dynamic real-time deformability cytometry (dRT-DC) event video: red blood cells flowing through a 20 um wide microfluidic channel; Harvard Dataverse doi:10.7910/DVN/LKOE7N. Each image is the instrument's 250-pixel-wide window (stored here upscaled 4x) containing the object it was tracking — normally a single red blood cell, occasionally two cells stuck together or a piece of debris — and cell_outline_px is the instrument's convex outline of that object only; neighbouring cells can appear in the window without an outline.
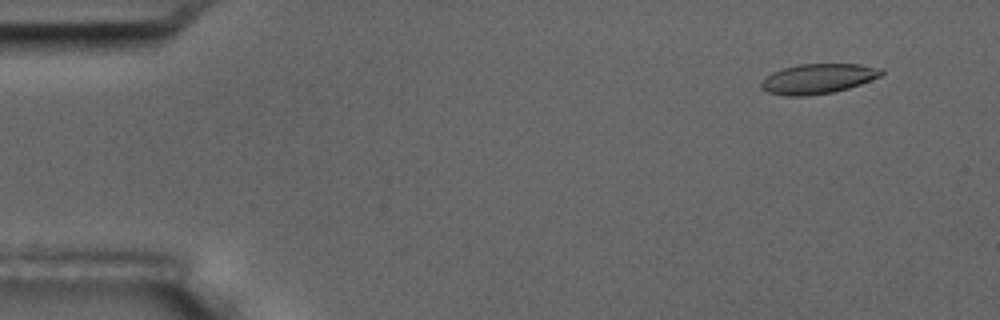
{"species": "common noctule bat (a hibernating species)", "species_latin": "Nyctalus noctula", "temperature_condition": "room temperature", "stored_images_in_passage": 56, "camera_frame_rate_fps": 3000, "um_per_image_px": 0.085, "animal": {"sex": "male", "body_mass_g": 17.5, "forearm_length_mm": 52.3}, "frame": {"image": 1, "passage_image": 5, "time_ms": 1.333, "image_size_px": [1000, 320], "cell_outline_px": [[884, 72], [880, 76], [860, 84], [848, 88], [832, 92], [808, 96], [784, 96], [768, 92], [760, 88], [760, 84], [772, 72], [784, 68], [800, 64], [860, 64], [884, 68]], "centroid_in_image_um": [69.54, 6.69], "position_along_channel_um": 15.5, "area_um2": 20.92}}
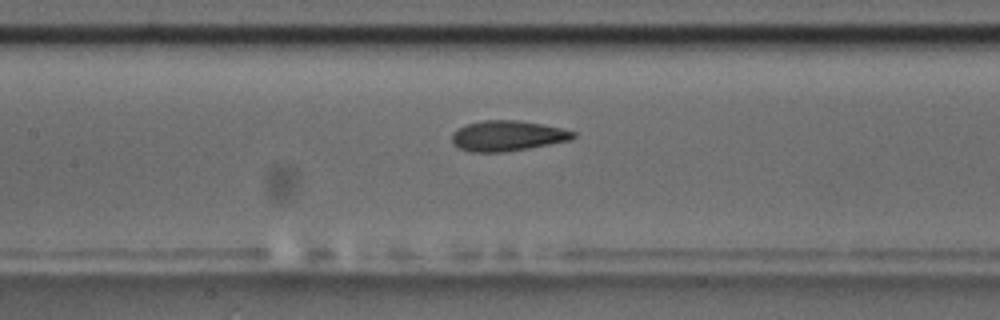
{"frame": {"image": 2, "passage_image": 26, "time_ms": 8.333, "image_size_px": [1000, 320], "cell_outline_px": [[576, 136], [568, 140], [528, 148], [504, 152], [468, 152], [452, 144], [452, 132], [464, 124], [484, 120], [520, 120], [560, 128], [576, 132]], "centroid_in_image_um": [43.06, 11.54], "position_along_channel_um": 164.3, "area_um2": 21.44}}
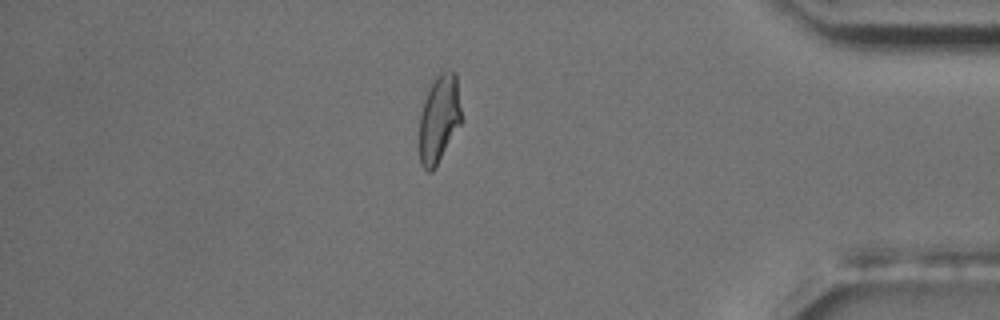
{"frame": {"image": 3, "passage_image": 48, "time_ms": 15.667, "image_size_px": [1000, 320], "cell_outline_px": [[460, 124], [432, 172], [428, 172], [420, 164], [420, 116], [424, 100], [436, 76], [440, 72], [448, 68], [456, 72], [460, 108]], "centroid_in_image_um": [37.32, 10.06], "position_along_channel_um": 397.9, "area_um2": 21.04}, "authors_computed_cell_mechanics": {"area_um2": 21.2993, "velocity_mm_per_s": 3.6516, "shape_relaxation_time_tau1_ms": 5.8472, "shape_relaxation_time_tau2_ms": 1.4338, "deformation_change_tau1": 0.1508, "deformation_change_tau2": 0.0788}}